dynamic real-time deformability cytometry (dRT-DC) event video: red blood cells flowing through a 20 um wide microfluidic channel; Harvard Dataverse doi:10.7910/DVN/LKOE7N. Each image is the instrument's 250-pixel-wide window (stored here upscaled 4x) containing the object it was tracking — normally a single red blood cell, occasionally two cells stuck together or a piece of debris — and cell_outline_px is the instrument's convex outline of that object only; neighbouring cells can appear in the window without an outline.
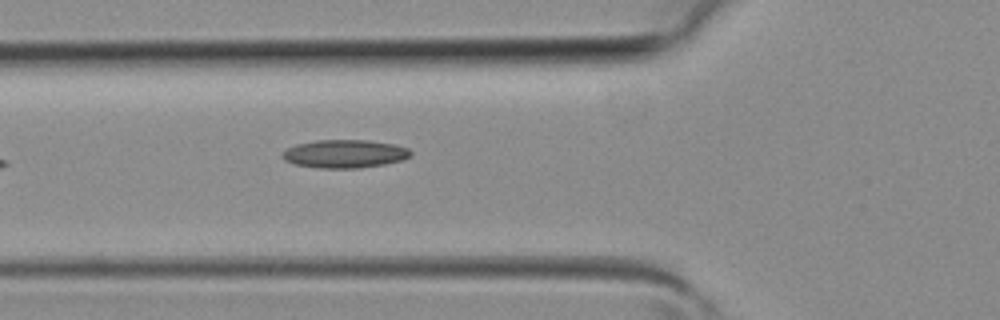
{"species": "common noctule bat (a hibernating species)", "species_latin": "Nyctalus noctula", "temperature_condition": "room temperature", "stored_images_in_passage": 4, "camera_frame_rate_fps": 3000, "um_per_image_px": 0.085, "animal": {"sex": "female", "body_mass_g": 19.3, "forearm_length_mm": 54.1}, "frame": {"image": 1, "passage_image": 4, "time_ms": 1.0, "image_size_px": [1000, 320], "cell_outline_px": [[412, 156], [404, 160], [384, 164], [360, 168], [320, 168], [296, 164], [284, 160], [280, 156], [288, 148], [296, 144], [316, 140], [368, 140], [392, 144], [408, 148], [412, 152]], "centroid_in_image_um": [29.32, 13.07], "position_along_channel_um": 96.5, "area_um2": 21.1}}